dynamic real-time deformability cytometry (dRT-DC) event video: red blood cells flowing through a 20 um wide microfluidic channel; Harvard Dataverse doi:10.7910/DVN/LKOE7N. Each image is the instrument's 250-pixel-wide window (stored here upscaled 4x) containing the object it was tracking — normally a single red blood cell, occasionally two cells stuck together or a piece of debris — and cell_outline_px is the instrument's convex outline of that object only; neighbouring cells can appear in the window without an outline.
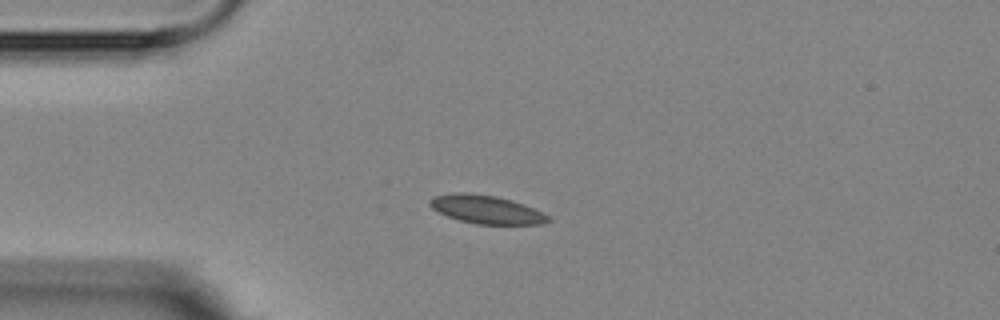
{"species": "Egyptian fruit bat (a non-hibernating species)", "species_latin": "Rousettus aegyptiacus", "temperature_condition": "room temperature", "stored_images_in_passage": 14, "camera_frame_rate_fps": 3000, "um_per_image_px": 0.085, "animal": {"sex": "female"}, "frame": {"image": 1, "passage_image": 3, "time_ms": 3.333, "image_size_px": [1000, 320], "cell_outline_px": [[552, 220], [540, 224], [476, 224], [460, 220], [448, 216], [432, 208], [428, 204], [436, 196], [456, 192], [468, 192], [496, 196], [512, 200], [524, 204], [548, 216]], "centroid_in_image_um": [41.34, 17.8], "position_along_channel_um": 43.7, "area_um2": 19.25}}
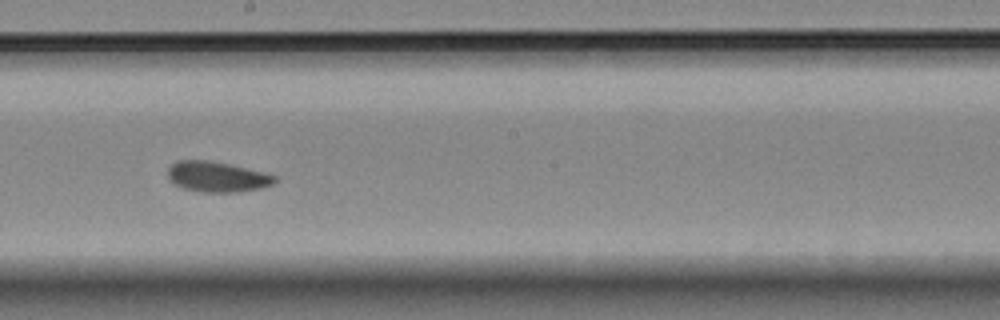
{"frame": {"image": 2, "passage_image": 8, "time_ms": 9.0, "image_size_px": [1000, 320], "cell_outline_px": [[276, 180], [272, 184], [264, 188], [236, 192], [200, 192], [180, 188], [168, 180], [168, 168], [176, 160], [212, 160], [276, 176]], "centroid_in_image_um": [18.38, 15.03], "position_along_channel_um": 229.8, "area_um2": 19.02}}
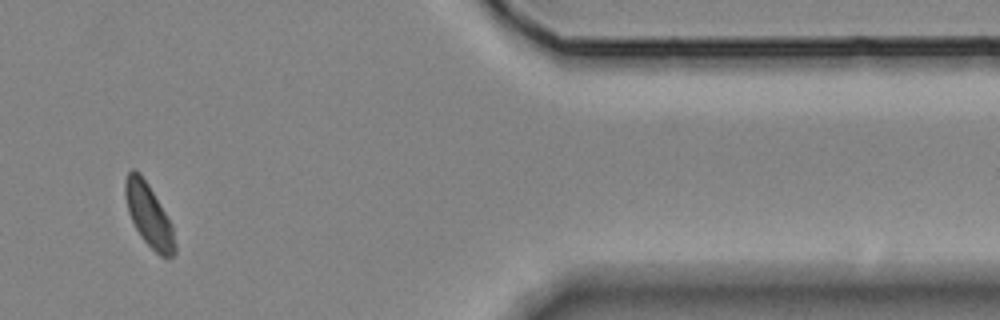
{"frame": {"image": 3, "passage_image": 12, "time_ms": 14.667, "image_size_px": [1000, 320], "cell_outline_px": [[176, 252], [168, 260], [160, 256], [140, 236], [128, 212], [124, 196], [124, 180], [128, 172], [132, 168], [140, 172], [148, 184], [172, 224], [176, 244]], "centroid_in_image_um": [12.65, 18.29], "position_along_channel_um": 398.8, "area_um2": 18.32}, "authors_computed_cell_mechanics": {"area_um2": 18.7272, "velocity_mm_per_s": 3.6174, "shape_relaxation_time_tau1_ms": 3.8771, "shape_relaxation_time_tau2_ms": null, "deformation_change_tau1": 0.0589, "deformation_change_tau2": null}}